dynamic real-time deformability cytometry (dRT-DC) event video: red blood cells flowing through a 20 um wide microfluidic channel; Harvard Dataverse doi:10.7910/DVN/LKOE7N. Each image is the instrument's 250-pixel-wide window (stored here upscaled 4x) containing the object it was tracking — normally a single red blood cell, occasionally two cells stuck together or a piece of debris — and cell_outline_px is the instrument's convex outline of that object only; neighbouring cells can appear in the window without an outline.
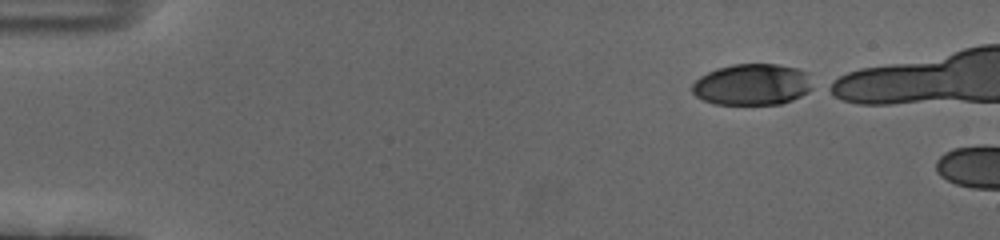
{"species": "human", "species_latin": "Homo sapiens", "temperature_condition": "cold", "stored_images_in_passage": 10, "camera_frame_rate_fps": 3000, "um_per_image_px": 0.085, "donor": {"sex": "female"}, "frame": {"image": 1, "passage_image": 1, "time_ms": 0.0, "image_size_px": [1000, 240], "cell_outline_px": [[812, 88], [808, 92], [792, 100], [780, 104], [716, 104], [704, 100], [696, 96], [692, 92], [692, 84], [700, 76], [716, 68], [732, 64], [776, 64], [800, 68], [808, 72]], "centroid_in_image_um": [63.95, 7.17], "position_along_channel_um": 21.1, "area_um2": 29.13}}